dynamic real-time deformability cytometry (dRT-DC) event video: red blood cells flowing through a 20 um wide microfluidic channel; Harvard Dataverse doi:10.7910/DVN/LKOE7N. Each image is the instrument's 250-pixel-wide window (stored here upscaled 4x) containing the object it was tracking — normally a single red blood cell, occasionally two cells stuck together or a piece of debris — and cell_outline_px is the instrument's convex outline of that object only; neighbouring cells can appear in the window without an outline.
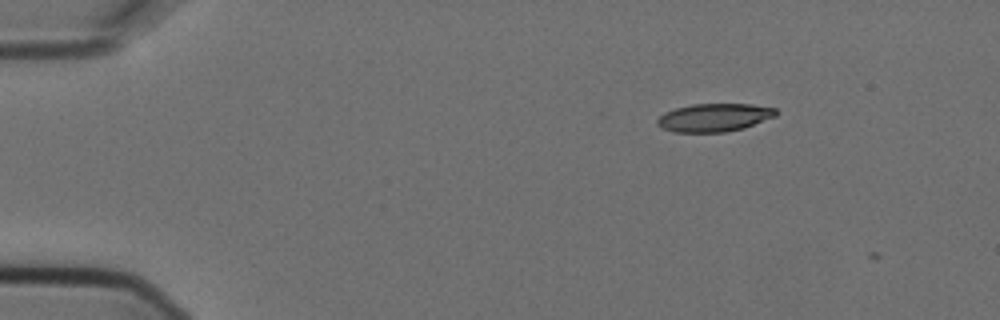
{"species": "Egyptian fruit bat (a non-hibernating species)", "species_latin": "Rousettus aegyptiacus", "temperature_condition": "cold", "stored_images_in_passage": 7, "camera_frame_rate_fps": 3000, "um_per_image_px": 0.085, "animal": {"sex": "female"}, "frame": {"image": 1, "passage_image": 2, "time_ms": 0.333, "image_size_px": [1000, 320], "cell_outline_px": [[776, 116], [744, 128], [724, 132], [672, 132], [660, 128], [656, 124], [656, 120], [664, 112], [676, 108], [692, 104], [752, 104], [776, 108]], "centroid_in_image_um": [60.67, 9.99], "position_along_channel_um": 24.3, "area_um2": 19.54}}
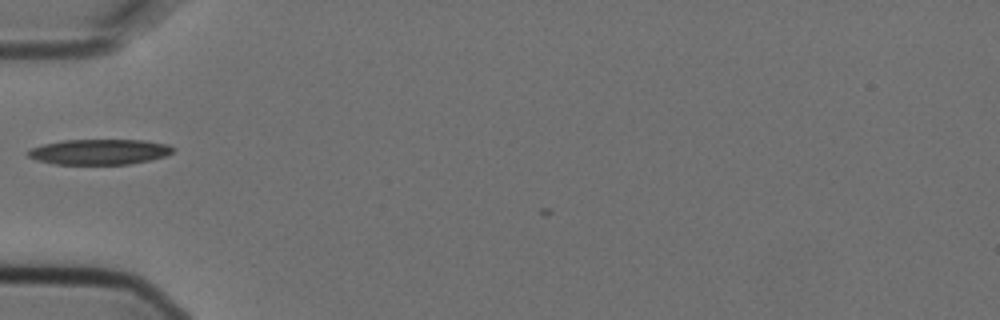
{"frame": {"image": 2, "passage_image": 5, "time_ms": 1.333, "image_size_px": [1000, 320], "cell_outline_px": [[176, 148], [172, 152], [164, 156], [148, 160], [128, 164], [56, 164], [36, 160], [28, 156], [24, 152], [32, 148], [44, 144], [64, 140], [144, 140], [168, 144]], "centroid_in_image_um": [8.43, 12.9], "position_along_channel_um": 76.6, "area_um2": 21.39}}
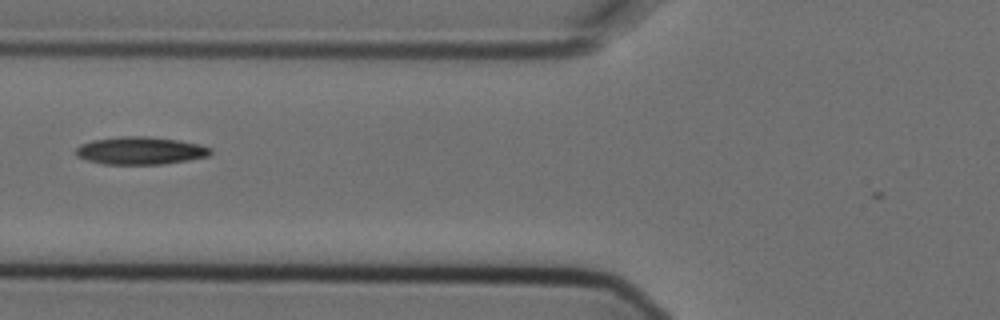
{"frame": {"image": 3, "passage_image": 6, "time_ms": 1.667, "image_size_px": [1000, 320], "cell_outline_px": [[212, 152], [208, 156], [188, 160], [160, 164], [104, 164], [88, 160], [76, 156], [76, 148], [80, 144], [92, 140], [120, 136], [148, 136], [180, 140], [200, 144], [212, 148]], "centroid_in_image_um": [11.94, 12.79], "position_along_channel_um": 113.9, "area_um2": 21.79}}